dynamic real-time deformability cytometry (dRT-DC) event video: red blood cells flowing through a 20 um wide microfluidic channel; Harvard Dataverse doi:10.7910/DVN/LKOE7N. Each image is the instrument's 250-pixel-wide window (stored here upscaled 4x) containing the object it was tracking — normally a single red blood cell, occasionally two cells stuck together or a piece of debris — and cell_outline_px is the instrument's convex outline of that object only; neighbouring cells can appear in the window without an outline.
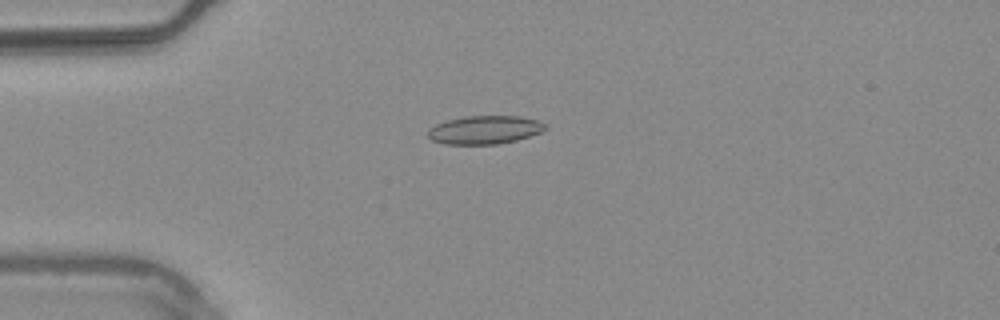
{"species": "common noctule bat (a hibernating species)", "species_latin": "Nyctalus noctula", "temperature_condition": "warm", "stored_images_in_passage": 44, "camera_frame_rate_fps": 3000, "um_per_image_px": 0.085, "animal": {"sex": "male", "body_mass_g": 20.4}, "frame": {"image": 1, "passage_image": 4, "time_ms": 1.0, "image_size_px": [1000, 320], "cell_outline_px": [[548, 128], [540, 132], [516, 140], [496, 144], [444, 144], [432, 140], [428, 136], [428, 132], [436, 124], [448, 120], [464, 116], [520, 116], [536, 120], [548, 124]], "centroid_in_image_um": [41.23, 11.03], "position_along_channel_um": 43.8, "area_um2": 19.25}}
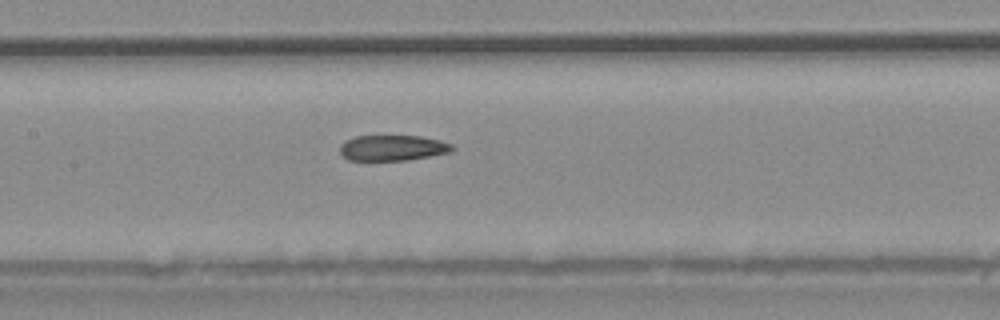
{"frame": {"image": 2, "passage_image": 16, "time_ms": 5.0, "image_size_px": [1000, 320], "cell_outline_px": [[452, 148], [448, 152], [408, 160], [348, 160], [340, 152], [340, 144], [356, 136], [420, 136], [440, 140], [452, 144]], "centroid_in_image_um": [33.34, 12.56], "position_along_channel_um": 174.1, "area_um2": 16.47}}
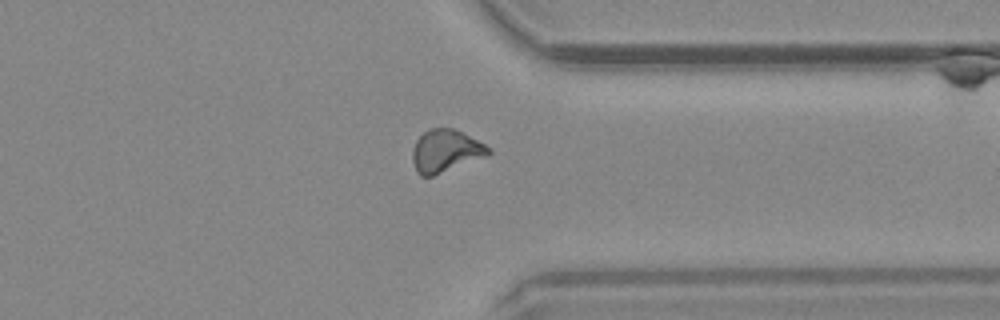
{"frame": {"image": 3, "passage_image": 32, "time_ms": 10.333, "image_size_px": [1000, 320], "cell_outline_px": [[492, 152], [488, 156], [432, 176], [420, 176], [416, 172], [412, 160], [412, 148], [416, 140], [428, 128], [452, 128], [492, 148]], "centroid_in_image_um": [37.86, 12.84], "position_along_channel_um": 373.5, "area_um2": 18.84}, "authors_computed_cell_mechanics": {"area_um2": 18.207, "velocity_mm_per_s": 3.7773, "shape_relaxation_time_tau1_ms": null, "shape_relaxation_time_tau2_ms": 2.0599, "deformation_change_tau1": null, "deformation_change_tau2": 0.0819}}